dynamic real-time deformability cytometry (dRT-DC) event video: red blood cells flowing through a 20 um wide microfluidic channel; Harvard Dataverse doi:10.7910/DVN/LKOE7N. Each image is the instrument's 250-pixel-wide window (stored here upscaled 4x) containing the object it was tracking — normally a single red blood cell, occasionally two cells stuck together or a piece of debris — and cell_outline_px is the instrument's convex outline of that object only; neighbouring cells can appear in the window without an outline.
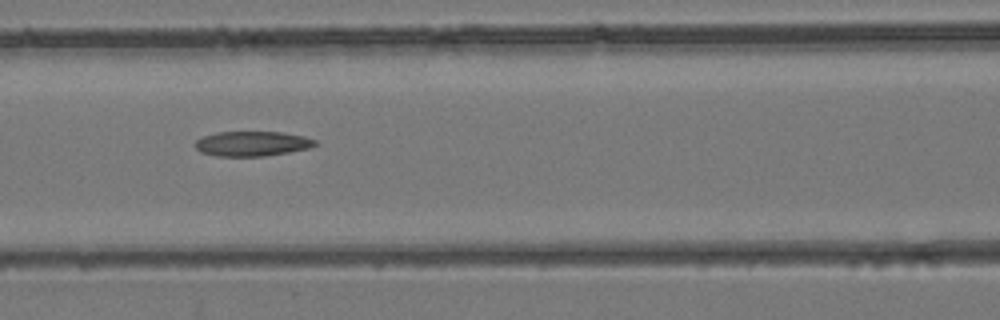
{"species": "common noctule bat (a hibernating species)", "species_latin": "Nyctalus noctula", "temperature_condition": "room temperature", "stored_images_in_passage": 3, "camera_frame_rate_fps": 3000, "um_per_image_px": 0.085, "animal": {"sex": "female", "body_mass_g": 24.6, "forearm_length_mm": 56.2}, "frame": {"image": 1, "passage_image": 3, "time_ms": 0.667, "image_size_px": [1000, 320], "cell_outline_px": [[316, 144], [308, 148], [288, 152], [264, 156], [216, 156], [200, 152], [196, 148], [196, 140], [204, 136], [216, 132], [280, 132], [304, 136], [316, 140]], "centroid_in_image_um": [21.41, 12.21], "position_along_channel_um": 145.2, "area_um2": 17.22}}